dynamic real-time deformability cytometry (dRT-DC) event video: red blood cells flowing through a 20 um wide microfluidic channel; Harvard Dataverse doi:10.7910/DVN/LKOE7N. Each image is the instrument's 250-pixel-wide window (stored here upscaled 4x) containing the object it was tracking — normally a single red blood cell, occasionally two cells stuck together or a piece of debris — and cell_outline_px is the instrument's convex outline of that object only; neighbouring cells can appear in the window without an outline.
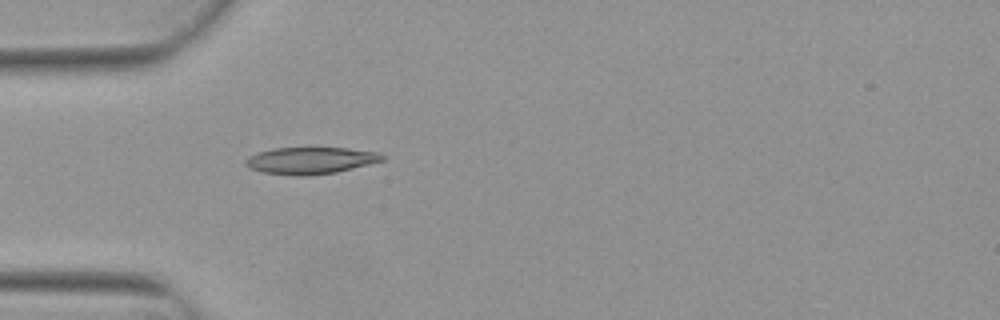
{"species": "Egyptian fruit bat (a non-hibernating species)", "species_latin": "Rousettus aegyptiacus", "temperature_condition": "warm", "stored_images_in_passage": 1, "camera_frame_rate_fps": 3000, "um_per_image_px": 0.085, "animal": {"sex": "female"}, "frame": {"image": 1, "passage_image": 1, "time_ms": 0.0, "image_size_px": [1000, 320], "cell_outline_px": [[384, 160], [336, 172], [308, 176], [300, 176], [264, 172], [248, 168], [244, 164], [244, 160], [248, 156], [260, 152], [276, 148], [348, 148], [376, 152], [384, 156]], "centroid_in_image_um": [26.36, 13.65], "position_along_channel_um": 58.6, "area_um2": 21.15}}